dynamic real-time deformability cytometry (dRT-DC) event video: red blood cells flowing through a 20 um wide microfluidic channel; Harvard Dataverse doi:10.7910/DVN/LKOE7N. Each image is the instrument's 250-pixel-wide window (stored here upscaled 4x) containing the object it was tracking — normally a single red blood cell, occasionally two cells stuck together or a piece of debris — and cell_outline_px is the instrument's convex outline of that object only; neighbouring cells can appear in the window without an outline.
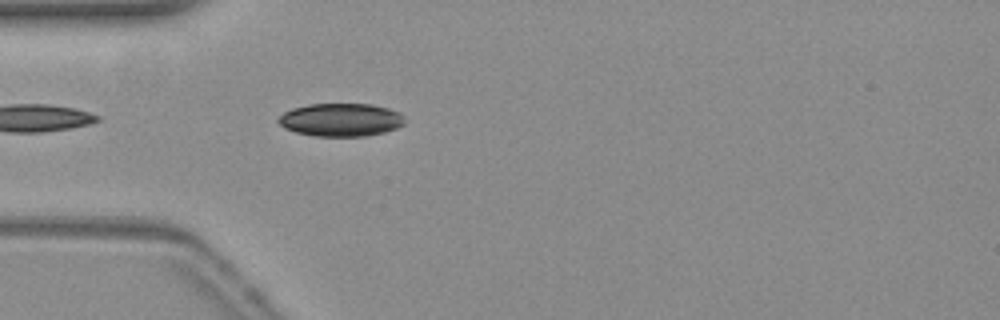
{"species": "common noctule bat (a hibernating species)", "species_latin": "Nyctalus noctula", "temperature_condition": "warm", "stored_images_in_passage": 16, "camera_frame_rate_fps": 3000, "um_per_image_px": 0.085, "animal": {"sex": "female", "body_mass_g": 19.3, "forearm_length_mm": 54.1}, "frame": {"image": 1, "passage_image": 3, "time_ms": 0.667, "image_size_px": [1000, 320], "cell_outline_px": [[404, 124], [396, 128], [384, 132], [364, 136], [316, 136], [296, 132], [284, 128], [276, 120], [284, 112], [292, 108], [308, 104], [372, 104], [388, 108], [400, 112], [404, 120]], "centroid_in_image_um": [28.96, 10.18], "position_along_channel_um": 56.0, "area_um2": 24.33}}
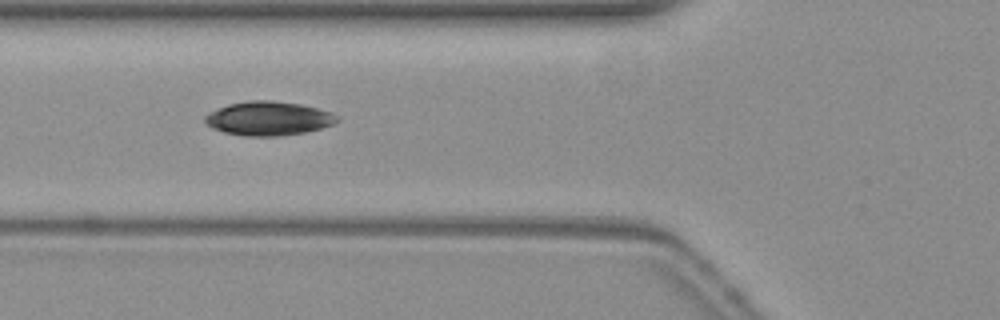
{"frame": {"image": 2, "passage_image": 7, "time_ms": 2.0, "image_size_px": [1000, 320], "cell_outline_px": [[340, 120], [332, 124], [320, 128], [304, 132], [280, 136], [244, 136], [224, 132], [212, 128], [204, 120], [204, 116], [208, 112], [228, 104], [252, 100], [272, 100], [300, 104], [316, 108], [340, 116]], "centroid_in_image_um": [22.8, 10.06], "position_along_channel_um": 103.0, "area_um2": 26.07}}